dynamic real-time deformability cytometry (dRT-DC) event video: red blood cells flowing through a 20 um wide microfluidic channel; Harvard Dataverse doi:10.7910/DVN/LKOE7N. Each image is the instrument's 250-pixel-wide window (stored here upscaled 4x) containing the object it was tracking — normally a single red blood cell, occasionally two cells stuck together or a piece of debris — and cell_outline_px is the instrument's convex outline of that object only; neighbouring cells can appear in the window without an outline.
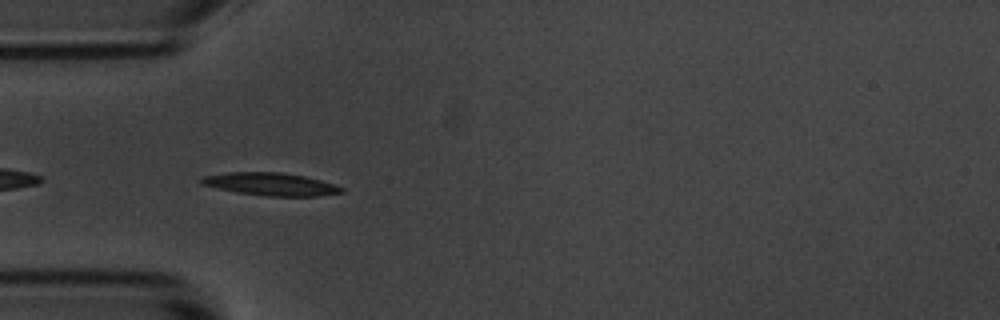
{"species": "common noctule bat (a hibernating species)", "species_latin": "Nyctalus noctula", "temperature_condition": "room temperature", "stored_images_in_passage": 6, "camera_frame_rate_fps": 3000, "um_per_image_px": 0.085, "animal": {"sex": "male", "body_mass_g": 20.1, "forearm_length_mm": 53.5}, "frame": {"image": 1, "passage_image": 5, "time_ms": 4.333, "image_size_px": [1000, 320], "cell_outline_px": [[344, 192], [320, 196], [268, 196], [236, 192], [216, 188], [200, 184], [200, 180], [204, 176], [228, 172], [280, 172], [304, 176], [320, 180], [344, 188]], "centroid_in_image_um": [23.0, 15.65], "position_along_channel_um": 62.0, "area_um2": 18.5}}